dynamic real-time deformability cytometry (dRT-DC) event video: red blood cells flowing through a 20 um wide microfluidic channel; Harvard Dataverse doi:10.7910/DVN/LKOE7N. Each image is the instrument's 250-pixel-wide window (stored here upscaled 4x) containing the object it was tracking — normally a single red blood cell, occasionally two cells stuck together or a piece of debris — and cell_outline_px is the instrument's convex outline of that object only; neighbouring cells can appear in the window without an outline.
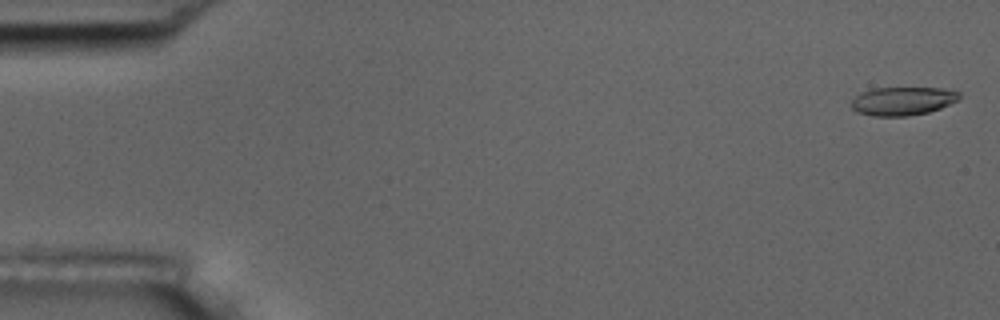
{"species": "common noctule bat (a hibernating species)", "species_latin": "Nyctalus noctula", "temperature_condition": "room temperature", "stored_images_in_passage": 6, "camera_frame_rate_fps": 3000, "um_per_image_px": 0.085, "animal": {"sex": "male", "body_mass_g": 17.5, "forearm_length_mm": 52.3}, "frame": {"image": 1, "passage_image": 1, "time_ms": 0.0, "image_size_px": [1000, 320], "cell_outline_px": [[960, 100], [940, 108], [928, 112], [908, 116], [872, 116], [856, 112], [852, 108], [852, 100], [860, 92], [872, 88], [944, 88], [960, 92]], "centroid_in_image_um": [76.73, 8.59], "position_along_channel_um": 8.3, "area_um2": 18.03}}
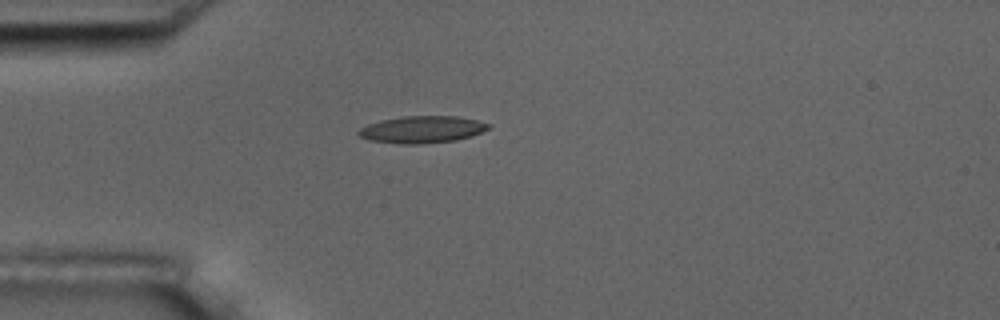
{"frame": {"image": 2, "passage_image": 5, "time_ms": 4.667, "image_size_px": [1000, 320], "cell_outline_px": [[492, 124], [488, 128], [472, 136], [456, 140], [420, 144], [400, 144], [368, 140], [360, 136], [356, 132], [360, 128], [368, 124], [380, 120], [404, 116], [456, 116], [476, 120]], "centroid_in_image_um": [35.85, 11.01], "position_along_channel_um": 49.2, "area_um2": 20.46}}